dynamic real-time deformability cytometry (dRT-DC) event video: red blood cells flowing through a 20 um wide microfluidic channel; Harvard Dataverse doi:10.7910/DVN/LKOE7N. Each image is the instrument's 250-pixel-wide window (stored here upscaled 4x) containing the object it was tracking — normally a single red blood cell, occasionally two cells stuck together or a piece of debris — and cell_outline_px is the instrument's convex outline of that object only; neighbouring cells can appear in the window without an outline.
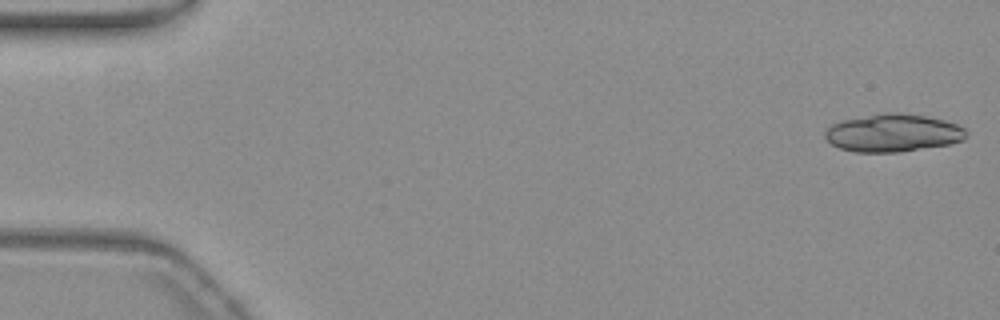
{"species": "common noctule bat (a hibernating species)", "species_latin": "Nyctalus noctula", "temperature_condition": "warm", "stored_images_in_passage": 20, "camera_frame_rate_fps": 3000, "um_per_image_px": 0.085, "animal": {"sex": "female", "body_mass_g": 19.3, "forearm_length_mm": 54.1}, "frame": {"image": 1, "passage_image": 1, "time_ms": 0.0, "image_size_px": [1000, 320], "cell_outline_px": [[968, 136], [964, 140], [948, 144], [896, 152], [856, 152], [840, 148], [832, 144], [824, 136], [824, 132], [832, 124], [844, 120], [880, 112], [900, 112], [924, 116], [944, 120], [956, 124], [964, 128], [968, 132]], "centroid_in_image_um": [75.91, 11.29], "position_along_channel_um": 9.1, "area_um2": 31.04}}